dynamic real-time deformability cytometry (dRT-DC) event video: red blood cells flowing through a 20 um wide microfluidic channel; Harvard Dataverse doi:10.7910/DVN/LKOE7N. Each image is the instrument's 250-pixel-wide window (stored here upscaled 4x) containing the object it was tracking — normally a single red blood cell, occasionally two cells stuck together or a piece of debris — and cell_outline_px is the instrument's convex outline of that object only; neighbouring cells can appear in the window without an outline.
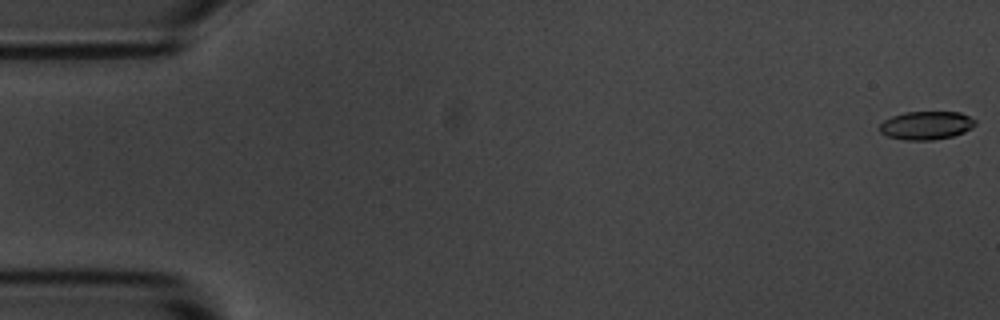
{"species": "common noctule bat (a hibernating species)", "species_latin": "Nyctalus noctula", "temperature_condition": "room temperature", "stored_images_in_passage": 6, "camera_frame_rate_fps": 3000, "um_per_image_px": 0.085, "animal": {"sex": "male", "body_mass_g": 20.1, "forearm_length_mm": 53.5}, "frame": {"image": 1, "passage_image": 1, "time_ms": 0.0, "image_size_px": [1000, 320], "cell_outline_px": [[976, 124], [972, 128], [964, 132], [952, 136], [932, 140], [904, 140], [888, 136], [880, 132], [876, 128], [884, 120], [892, 116], [904, 112], [960, 112], [976, 120]], "centroid_in_image_um": [78.71, 10.66], "position_along_channel_um": 6.3, "area_um2": 15.9}}
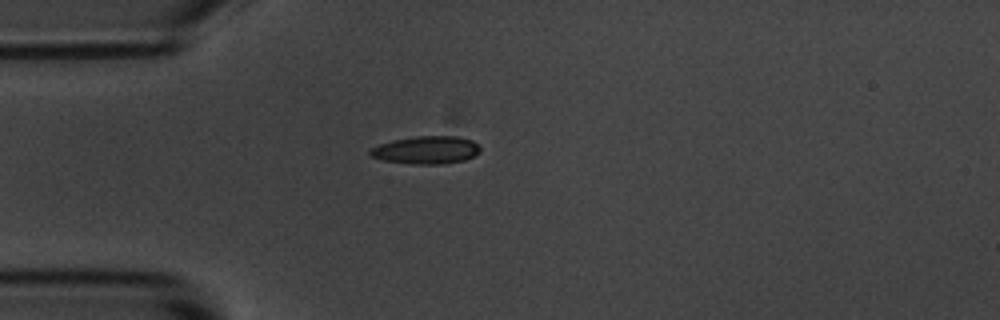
{"frame": {"image": 2, "passage_image": 5, "time_ms": 4.667, "image_size_px": [1000, 320], "cell_outline_px": [[480, 152], [464, 160], [440, 164], [412, 164], [384, 160], [368, 156], [368, 152], [372, 148], [380, 144], [392, 140], [416, 136], [456, 136], [472, 140], [480, 148]], "centroid_in_image_um": [36.2, 12.75], "position_along_channel_um": 48.8, "area_um2": 17.74}}